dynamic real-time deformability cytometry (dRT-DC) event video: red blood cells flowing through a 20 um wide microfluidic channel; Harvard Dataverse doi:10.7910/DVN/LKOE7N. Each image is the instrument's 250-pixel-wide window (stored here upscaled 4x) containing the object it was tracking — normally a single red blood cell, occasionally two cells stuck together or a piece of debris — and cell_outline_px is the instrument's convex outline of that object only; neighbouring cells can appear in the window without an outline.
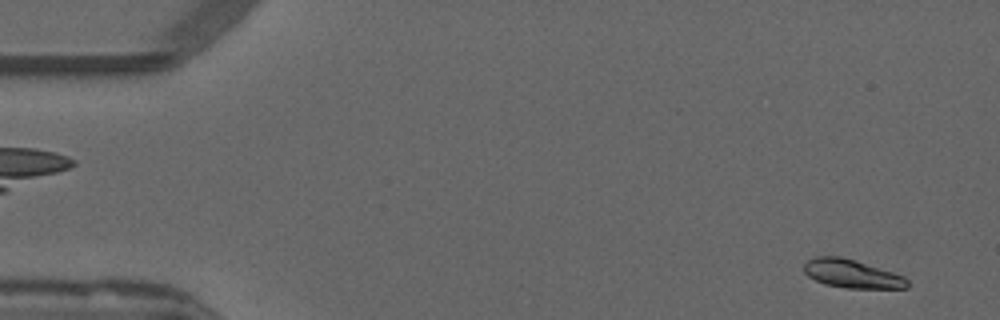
{"species": "common noctule bat (a hibernating species)", "species_latin": "Nyctalus noctula", "temperature_condition": "warm", "stored_images_in_passage": 14, "camera_frame_rate_fps": 3000, "um_per_image_px": 0.085, "animal": {"sex": "male", "forearm_length_mm": 52.5}, "frame": {"image": 1, "passage_image": 3, "time_ms": 0.667, "image_size_px": [1000, 320], "cell_outline_px": [[908, 288], [848, 288], [824, 284], [808, 276], [804, 272], [804, 264], [808, 260], [816, 256], [840, 256], [856, 260], [904, 276], [908, 280]], "centroid_in_image_um": [72.4, 23.26], "position_along_channel_um": 12.6, "area_um2": 17.05}}
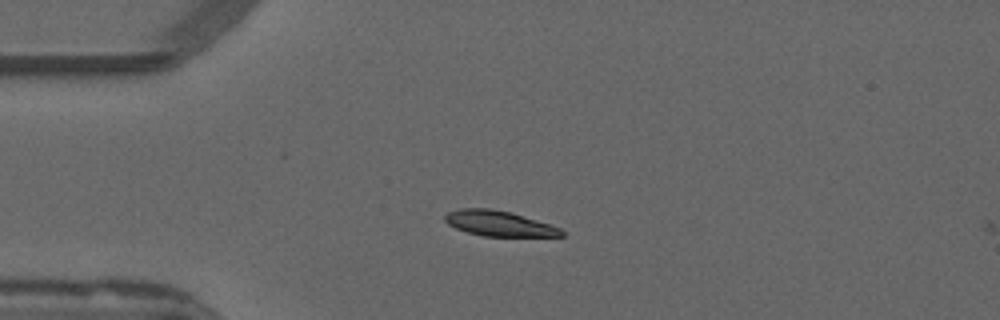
{"frame": {"image": 2, "passage_image": 13, "time_ms": 4.0, "image_size_px": [1000, 320], "cell_outline_px": [[564, 236], [484, 236], [468, 232], [456, 228], [448, 224], [444, 220], [444, 216], [448, 212], [460, 208], [492, 208], [512, 212], [560, 228], [564, 232]], "centroid_in_image_um": [42.39, 18.98], "position_along_channel_um": 42.6, "area_um2": 17.11}}